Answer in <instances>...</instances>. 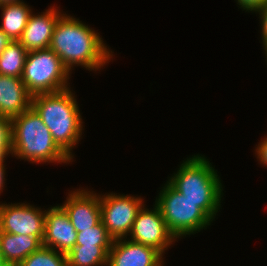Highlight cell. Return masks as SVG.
<instances>
[{"label":"cell","instance_id":"8","mask_svg":"<svg viewBox=\"0 0 267 266\" xmlns=\"http://www.w3.org/2000/svg\"><path fill=\"white\" fill-rule=\"evenodd\" d=\"M46 210L41 211L30 204H0V231L44 237Z\"/></svg>","mask_w":267,"mask_h":266},{"label":"cell","instance_id":"16","mask_svg":"<svg viewBox=\"0 0 267 266\" xmlns=\"http://www.w3.org/2000/svg\"><path fill=\"white\" fill-rule=\"evenodd\" d=\"M0 9H2L0 29L10 40L18 41L33 12L23 0L22 2L1 4Z\"/></svg>","mask_w":267,"mask_h":266},{"label":"cell","instance_id":"9","mask_svg":"<svg viewBox=\"0 0 267 266\" xmlns=\"http://www.w3.org/2000/svg\"><path fill=\"white\" fill-rule=\"evenodd\" d=\"M153 208L149 210L142 206L129 235L131 241L153 247L164 255L176 239L167 229L159 207L155 204Z\"/></svg>","mask_w":267,"mask_h":266},{"label":"cell","instance_id":"5","mask_svg":"<svg viewBox=\"0 0 267 266\" xmlns=\"http://www.w3.org/2000/svg\"><path fill=\"white\" fill-rule=\"evenodd\" d=\"M155 204L175 239L200 232L213 221L198 203L184 198L168 181L162 187Z\"/></svg>","mask_w":267,"mask_h":266},{"label":"cell","instance_id":"22","mask_svg":"<svg viewBox=\"0 0 267 266\" xmlns=\"http://www.w3.org/2000/svg\"><path fill=\"white\" fill-rule=\"evenodd\" d=\"M237 4L240 5L242 10L250 11H258L261 7L267 4V0H237Z\"/></svg>","mask_w":267,"mask_h":266},{"label":"cell","instance_id":"4","mask_svg":"<svg viewBox=\"0 0 267 266\" xmlns=\"http://www.w3.org/2000/svg\"><path fill=\"white\" fill-rule=\"evenodd\" d=\"M12 155L31 163H66L71 158L53 140L50 130L30 107L11 119Z\"/></svg>","mask_w":267,"mask_h":266},{"label":"cell","instance_id":"7","mask_svg":"<svg viewBox=\"0 0 267 266\" xmlns=\"http://www.w3.org/2000/svg\"><path fill=\"white\" fill-rule=\"evenodd\" d=\"M101 222L107 229L109 235L114 239H127L132 230L133 223L139 210L142 208L143 200L140 197L130 195L107 194L99 195Z\"/></svg>","mask_w":267,"mask_h":266},{"label":"cell","instance_id":"26","mask_svg":"<svg viewBox=\"0 0 267 266\" xmlns=\"http://www.w3.org/2000/svg\"><path fill=\"white\" fill-rule=\"evenodd\" d=\"M5 159H0V194L4 188V185H5V165L3 164L5 161Z\"/></svg>","mask_w":267,"mask_h":266},{"label":"cell","instance_id":"12","mask_svg":"<svg viewBox=\"0 0 267 266\" xmlns=\"http://www.w3.org/2000/svg\"><path fill=\"white\" fill-rule=\"evenodd\" d=\"M163 262L155 248L121 238L113 241L107 266H163Z\"/></svg>","mask_w":267,"mask_h":266},{"label":"cell","instance_id":"19","mask_svg":"<svg viewBox=\"0 0 267 266\" xmlns=\"http://www.w3.org/2000/svg\"><path fill=\"white\" fill-rule=\"evenodd\" d=\"M18 266H68L66 254L42 246L26 257Z\"/></svg>","mask_w":267,"mask_h":266},{"label":"cell","instance_id":"23","mask_svg":"<svg viewBox=\"0 0 267 266\" xmlns=\"http://www.w3.org/2000/svg\"><path fill=\"white\" fill-rule=\"evenodd\" d=\"M259 13V17L261 19V33H262V42L264 50L266 51L265 54L267 56V4L261 7L256 13ZM267 58V57H266Z\"/></svg>","mask_w":267,"mask_h":266},{"label":"cell","instance_id":"14","mask_svg":"<svg viewBox=\"0 0 267 266\" xmlns=\"http://www.w3.org/2000/svg\"><path fill=\"white\" fill-rule=\"evenodd\" d=\"M32 95L21 78L0 75V116L14 118L31 107Z\"/></svg>","mask_w":267,"mask_h":266},{"label":"cell","instance_id":"17","mask_svg":"<svg viewBox=\"0 0 267 266\" xmlns=\"http://www.w3.org/2000/svg\"><path fill=\"white\" fill-rule=\"evenodd\" d=\"M112 246H74L67 254L68 266L108 265L109 250Z\"/></svg>","mask_w":267,"mask_h":266},{"label":"cell","instance_id":"3","mask_svg":"<svg viewBox=\"0 0 267 266\" xmlns=\"http://www.w3.org/2000/svg\"><path fill=\"white\" fill-rule=\"evenodd\" d=\"M217 170L203 155L189 157L172 175L168 182L184 198L198 203V206L214 220L220 209L223 195L222 183Z\"/></svg>","mask_w":267,"mask_h":266},{"label":"cell","instance_id":"13","mask_svg":"<svg viewBox=\"0 0 267 266\" xmlns=\"http://www.w3.org/2000/svg\"><path fill=\"white\" fill-rule=\"evenodd\" d=\"M61 15V12L54 6L40 15L31 13L18 41L28 52L48 49L51 44L54 27Z\"/></svg>","mask_w":267,"mask_h":266},{"label":"cell","instance_id":"24","mask_svg":"<svg viewBox=\"0 0 267 266\" xmlns=\"http://www.w3.org/2000/svg\"><path fill=\"white\" fill-rule=\"evenodd\" d=\"M255 151L260 164L264 165V167H267V136L261 140Z\"/></svg>","mask_w":267,"mask_h":266},{"label":"cell","instance_id":"6","mask_svg":"<svg viewBox=\"0 0 267 266\" xmlns=\"http://www.w3.org/2000/svg\"><path fill=\"white\" fill-rule=\"evenodd\" d=\"M69 74L60 57L48 48L28 52L21 79L34 96L69 88Z\"/></svg>","mask_w":267,"mask_h":266},{"label":"cell","instance_id":"15","mask_svg":"<svg viewBox=\"0 0 267 266\" xmlns=\"http://www.w3.org/2000/svg\"><path fill=\"white\" fill-rule=\"evenodd\" d=\"M42 240L43 237L0 231V251L9 266H18L26 257L43 246Z\"/></svg>","mask_w":267,"mask_h":266},{"label":"cell","instance_id":"25","mask_svg":"<svg viewBox=\"0 0 267 266\" xmlns=\"http://www.w3.org/2000/svg\"><path fill=\"white\" fill-rule=\"evenodd\" d=\"M6 34L0 29V55L3 52V50L6 48V46L11 42Z\"/></svg>","mask_w":267,"mask_h":266},{"label":"cell","instance_id":"18","mask_svg":"<svg viewBox=\"0 0 267 266\" xmlns=\"http://www.w3.org/2000/svg\"><path fill=\"white\" fill-rule=\"evenodd\" d=\"M27 54L19 41H11L0 55V75L21 78Z\"/></svg>","mask_w":267,"mask_h":266},{"label":"cell","instance_id":"21","mask_svg":"<svg viewBox=\"0 0 267 266\" xmlns=\"http://www.w3.org/2000/svg\"><path fill=\"white\" fill-rule=\"evenodd\" d=\"M12 155V122L10 118L0 116V159Z\"/></svg>","mask_w":267,"mask_h":266},{"label":"cell","instance_id":"2","mask_svg":"<svg viewBox=\"0 0 267 266\" xmlns=\"http://www.w3.org/2000/svg\"><path fill=\"white\" fill-rule=\"evenodd\" d=\"M70 88L32 96L31 107L50 130L56 144L72 159V148L81 139L83 122L76 96Z\"/></svg>","mask_w":267,"mask_h":266},{"label":"cell","instance_id":"20","mask_svg":"<svg viewBox=\"0 0 267 266\" xmlns=\"http://www.w3.org/2000/svg\"><path fill=\"white\" fill-rule=\"evenodd\" d=\"M114 239L100 221L96 226L77 233L75 246H112Z\"/></svg>","mask_w":267,"mask_h":266},{"label":"cell","instance_id":"27","mask_svg":"<svg viewBox=\"0 0 267 266\" xmlns=\"http://www.w3.org/2000/svg\"><path fill=\"white\" fill-rule=\"evenodd\" d=\"M0 266H9L5 260H4V257H3V254L1 253L0 251Z\"/></svg>","mask_w":267,"mask_h":266},{"label":"cell","instance_id":"1","mask_svg":"<svg viewBox=\"0 0 267 266\" xmlns=\"http://www.w3.org/2000/svg\"><path fill=\"white\" fill-rule=\"evenodd\" d=\"M103 42L94 29L63 13L56 22L49 48L70 73L73 65L99 71L113 56Z\"/></svg>","mask_w":267,"mask_h":266},{"label":"cell","instance_id":"10","mask_svg":"<svg viewBox=\"0 0 267 266\" xmlns=\"http://www.w3.org/2000/svg\"><path fill=\"white\" fill-rule=\"evenodd\" d=\"M76 239L77 231L65 209L61 205L48 209L45 216L43 246L67 254L75 246Z\"/></svg>","mask_w":267,"mask_h":266},{"label":"cell","instance_id":"11","mask_svg":"<svg viewBox=\"0 0 267 266\" xmlns=\"http://www.w3.org/2000/svg\"><path fill=\"white\" fill-rule=\"evenodd\" d=\"M93 192L77 189L70 192L67 200L61 205L77 233L90 229L101 221L100 198Z\"/></svg>","mask_w":267,"mask_h":266}]
</instances>
